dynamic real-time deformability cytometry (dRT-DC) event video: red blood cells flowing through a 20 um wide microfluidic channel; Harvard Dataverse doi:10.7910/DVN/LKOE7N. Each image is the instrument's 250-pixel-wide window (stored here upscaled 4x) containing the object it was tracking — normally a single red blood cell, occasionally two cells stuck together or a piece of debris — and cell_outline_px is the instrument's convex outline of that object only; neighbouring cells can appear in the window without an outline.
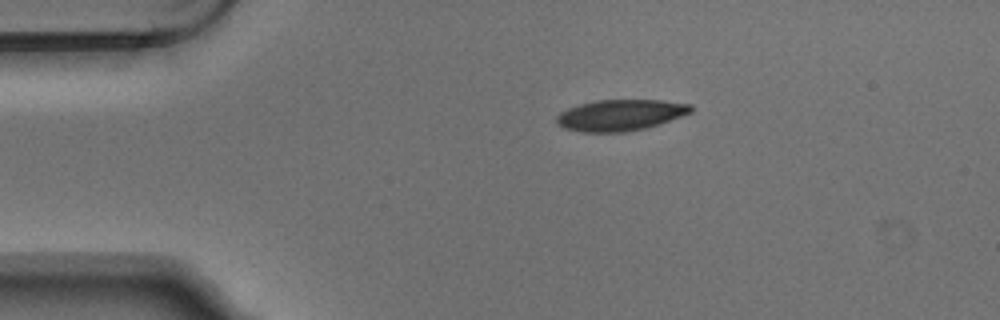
{"species": "Egyptian fruit bat (a non-hibernating species)", "species_latin": "Rousettus aegyptiacus", "temperature_condition": "warm", "stored_images_in_passage": 4, "camera_frame_rate_fps": 3000, "um_per_image_px": 0.085, "animal": {"sex": "male"}, "frame": {"image": 1, "passage_image": 1, "time_ms": 0.0, "image_size_px": [1000, 320], "cell_outline_px": [[692, 112], [644, 128], [628, 132], [580, 132], [564, 128], [556, 120], [556, 116], [560, 112], [568, 108], [580, 104], [596, 100], [660, 100], [692, 104]], "centroid_in_image_um": [52.7, 9.78], "position_along_channel_um": 32.3, "area_um2": 24.16}}
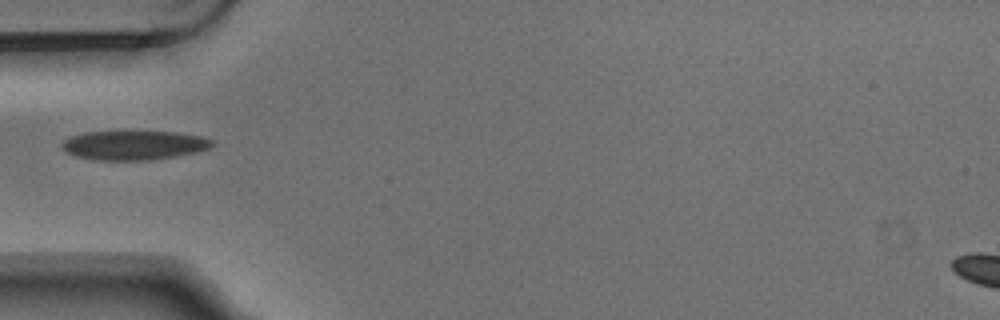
{"frame": {"image": 2, "passage_image": 3, "time_ms": 0.667, "image_size_px": [1000, 320], "cell_outline_px": [[216, 144], [212, 148], [196, 152], [176, 156], [152, 160], [92, 160], [76, 156], [64, 152], [60, 148], [60, 144], [64, 140], [72, 136], [84, 132], [176, 132], [200, 136], [212, 140]], "centroid_in_image_um": [11.37, 12.35], "position_along_channel_um": 73.6, "area_um2": 25.78}}
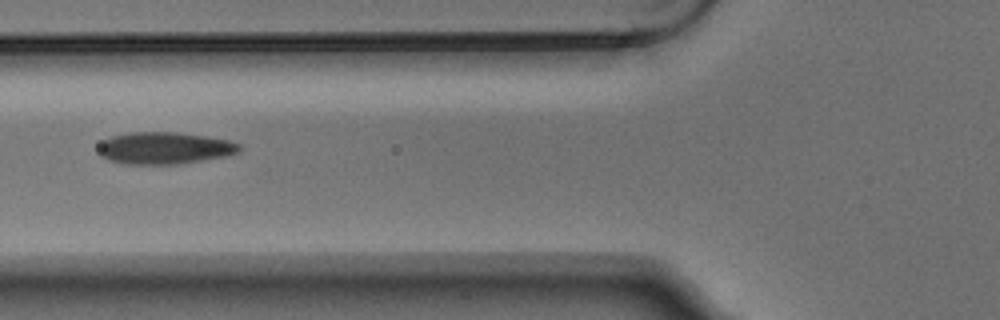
{"frame": {"image": 3, "passage_image": 4, "time_ms": 1.0, "image_size_px": [1000, 320], "cell_outline_px": [[240, 152], [228, 156], [180, 164], [124, 164], [108, 160], [100, 156], [96, 152], [100, 144], [104, 140], [112, 136], [132, 132], [176, 132], [204, 136], [228, 140], [240, 144]], "centroid_in_image_um": [13.97, 12.6], "position_along_channel_um": 111.8, "area_um2": 26.47}}